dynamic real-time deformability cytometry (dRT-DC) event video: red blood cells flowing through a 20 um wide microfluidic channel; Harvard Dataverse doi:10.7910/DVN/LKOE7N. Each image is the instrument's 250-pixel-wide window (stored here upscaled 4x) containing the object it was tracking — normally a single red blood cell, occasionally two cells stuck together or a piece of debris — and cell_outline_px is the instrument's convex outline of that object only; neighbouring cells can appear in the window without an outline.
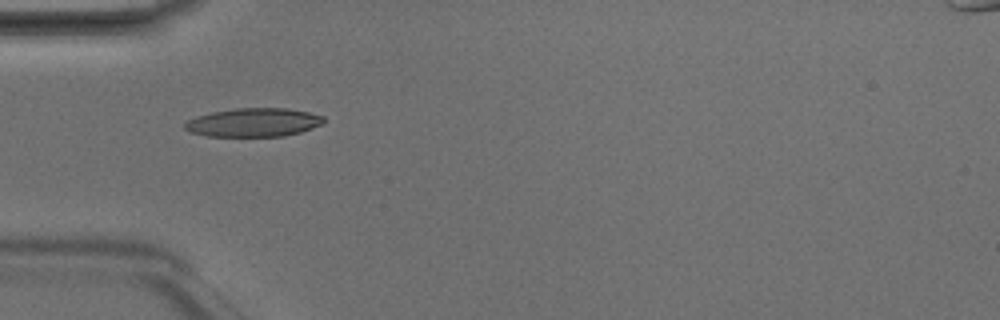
{"species": "Egyptian fruit bat (a non-hibernating species)", "species_latin": "Rousettus aegyptiacus", "temperature_condition": "room temperature", "stored_images_in_passage": 6, "camera_frame_rate_fps": 3000, "um_per_image_px": 0.085, "animal": {"sex": "male"}, "frame": {"image": 1, "passage_image": 5, "time_ms": 1.333, "image_size_px": [1000, 320], "cell_outline_px": [[324, 124], [300, 132], [284, 136], [208, 136], [188, 132], [184, 128], [184, 124], [188, 120], [196, 116], [212, 112], [236, 108], [288, 108], [308, 112], [324, 116]], "centroid_in_image_um": [21.55, 10.4], "position_along_channel_um": 63.4, "area_um2": 23.24}}